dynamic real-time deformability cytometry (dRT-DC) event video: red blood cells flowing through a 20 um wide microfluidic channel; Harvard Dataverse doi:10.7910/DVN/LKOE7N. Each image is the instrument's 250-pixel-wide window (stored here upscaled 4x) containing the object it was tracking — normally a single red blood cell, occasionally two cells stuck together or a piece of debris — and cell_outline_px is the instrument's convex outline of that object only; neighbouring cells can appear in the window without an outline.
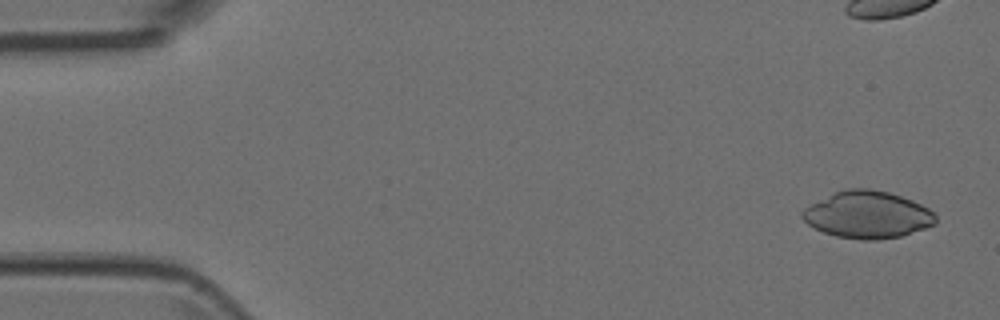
{"species": "Egyptian fruit bat (a non-hibernating species)", "species_latin": "Rousettus aegyptiacus", "temperature_condition": "room temperature", "stored_images_in_passage": 6, "camera_frame_rate_fps": 3000, "um_per_image_px": 0.085, "animal": {"sex": "female"}, "frame": {"image": 1, "passage_image": 1, "time_ms": 0.0, "image_size_px": [1000, 320], "cell_outline_px": [[936, 224], [900, 236], [876, 240], [860, 240], [836, 236], [824, 232], [808, 224], [800, 216], [800, 212], [804, 208], [836, 192], [848, 188], [868, 188], [888, 192], [912, 200], [928, 208], [936, 216]], "centroid_in_image_um": [73.73, 18.26], "position_along_channel_um": 11.3, "area_um2": 36.24}}